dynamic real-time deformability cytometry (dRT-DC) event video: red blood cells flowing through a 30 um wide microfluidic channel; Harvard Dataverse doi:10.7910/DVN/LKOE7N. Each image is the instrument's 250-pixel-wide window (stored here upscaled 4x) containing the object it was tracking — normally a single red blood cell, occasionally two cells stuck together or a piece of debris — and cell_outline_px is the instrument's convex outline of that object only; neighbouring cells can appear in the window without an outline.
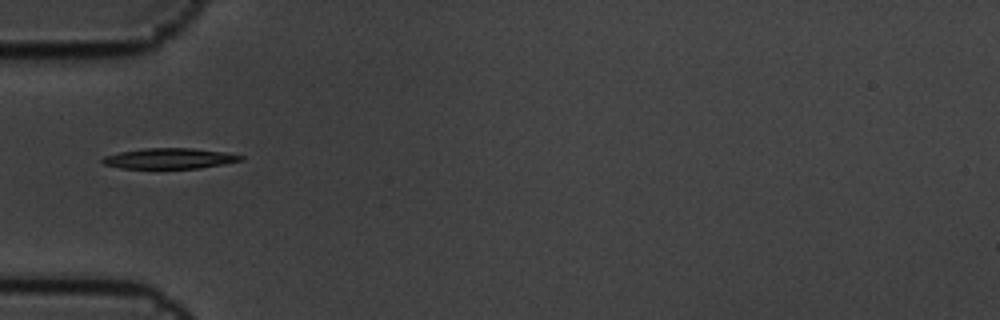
{"species": "common noctule bat (a hibernating species)", "species_latin": "Nyctalus noctula", "temperature_condition": "cold", "stored_images_in_passage": 8, "camera_frame_rate_fps": 3000, "um_per_image_px": 0.085, "animal": {"sex": "male", "body_mass_g": 19.5, "forearm_length_mm": 54.6}, "frame": {"image": 1, "passage_image": 1, "time_ms": 0.0, "image_size_px": [1000, 320], "cell_outline_px": [[244, 160], [224, 164], [200, 168], [120, 168], [104, 164], [100, 160], [104, 156], [120, 152], [144, 148], [192, 148], [224, 152], [244, 156]], "centroid_in_image_um": [14.42, 13.47], "position_along_channel_um": 70.6, "area_um2": 16.53}}
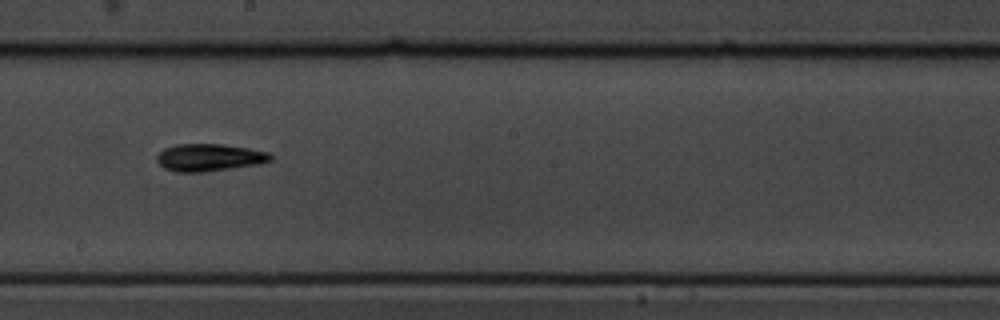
{"frame": {"image": 2, "passage_image": 5, "time_ms": 1.333, "image_size_px": [1000, 320], "cell_outline_px": [[272, 160], [260, 164], [204, 172], [176, 172], [164, 168], [156, 160], [156, 156], [164, 148], [176, 144], [220, 144], [248, 148], [268, 152], [272, 156]], "centroid_in_image_um": [17.78, 13.39], "position_along_channel_um": 230.4, "area_um2": 18.15}}
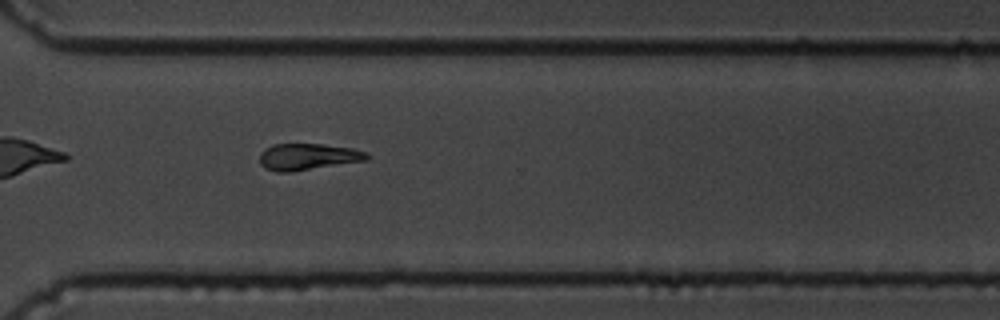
{"frame": {"image": 3, "passage_image": 8, "time_ms": 2.333, "image_size_px": [1000, 320], "cell_outline_px": [[368, 160], [292, 172], [276, 172], [264, 168], [260, 164], [260, 152], [264, 148], [272, 144], [320, 144], [352, 148], [368, 152]], "centroid_in_image_um": [26.14, 13.33], "position_along_channel_um": 344.5, "area_um2": 16.76}}